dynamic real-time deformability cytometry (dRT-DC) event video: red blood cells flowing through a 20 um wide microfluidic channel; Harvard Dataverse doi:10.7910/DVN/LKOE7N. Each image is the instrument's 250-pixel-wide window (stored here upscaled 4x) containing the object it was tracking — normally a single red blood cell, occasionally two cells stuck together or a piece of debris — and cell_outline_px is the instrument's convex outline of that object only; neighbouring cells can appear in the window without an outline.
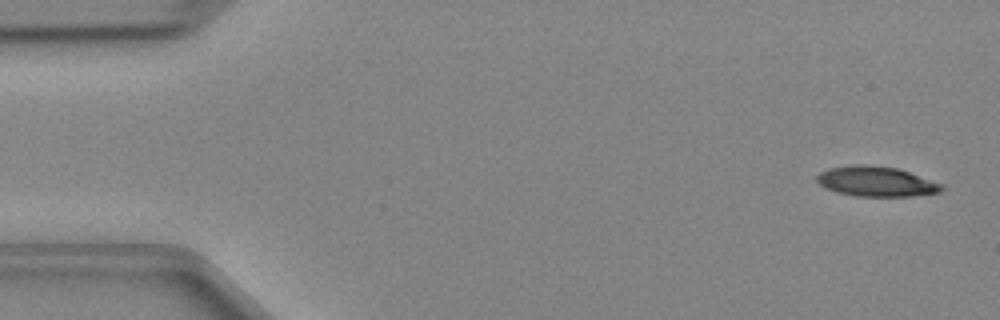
{"species": "Egyptian fruit bat (a non-hibernating species)", "species_latin": "Rousettus aegyptiacus", "temperature_condition": "cold", "stored_images_in_passage": 47, "camera_frame_rate_fps": 3000, "um_per_image_px": 0.085, "animal": {"sex": "female"}, "frame": {"image": 1, "passage_image": 2, "time_ms": 0.333, "image_size_px": [1000, 320], "cell_outline_px": [[944, 188], [940, 192], [912, 196], [856, 196], [836, 192], [824, 188], [816, 180], [816, 176], [820, 172], [828, 168], [856, 164], [868, 164], [896, 168], [944, 184]], "centroid_in_image_um": [74.46, 15.42], "position_along_channel_um": 10.5, "area_um2": 21.91}}
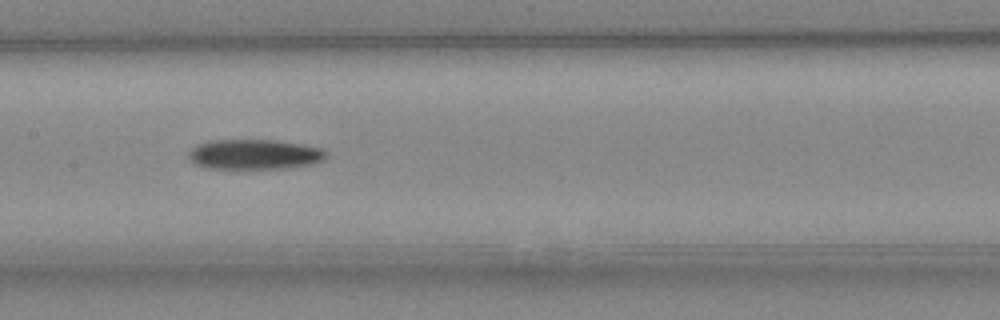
{"frame": {"image": 2, "passage_image": 23, "time_ms": 7.333, "image_size_px": [1000, 320], "cell_outline_px": [[328, 156], [324, 160], [312, 164], [288, 168], [208, 168], [196, 164], [188, 156], [188, 152], [196, 144], [208, 140], [276, 140], [304, 144], [324, 148], [328, 152]], "centroid_in_image_um": [21.69, 13.11], "position_along_channel_um": 185.7, "area_um2": 24.33}}
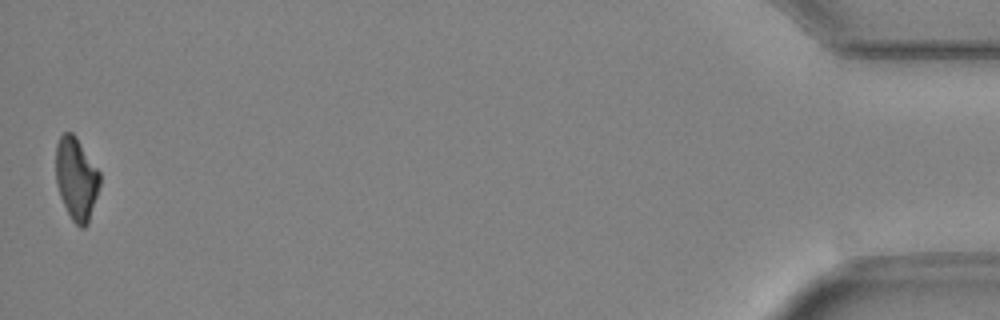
{"frame": {"image": 3, "passage_image": 47, "time_ms": 15.333, "image_size_px": [1000, 320], "cell_outline_px": [[100, 184], [88, 224], [84, 228], [80, 228], [72, 220], [60, 196], [56, 184], [56, 144], [60, 136], [64, 132], [72, 132], [76, 136], [100, 172]], "centroid_in_image_um": [6.48, 15.18], "position_along_channel_um": 428.7, "area_um2": 21.15}}